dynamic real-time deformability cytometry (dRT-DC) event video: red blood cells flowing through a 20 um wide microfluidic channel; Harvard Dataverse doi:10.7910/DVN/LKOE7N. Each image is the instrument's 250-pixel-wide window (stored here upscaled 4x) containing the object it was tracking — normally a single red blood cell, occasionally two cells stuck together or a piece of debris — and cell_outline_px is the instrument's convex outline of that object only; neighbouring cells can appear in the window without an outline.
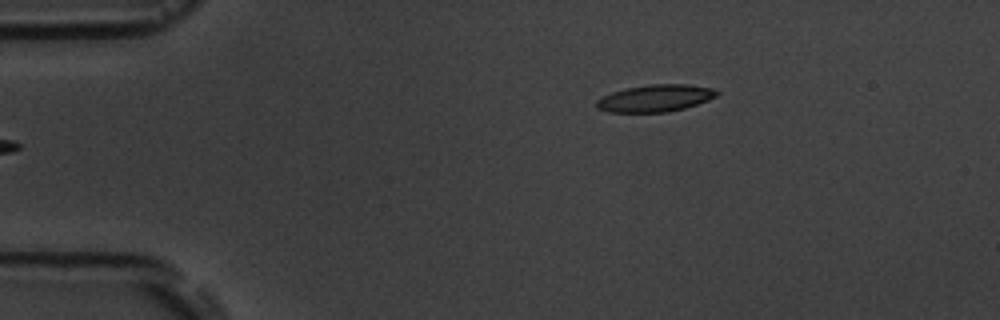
{"species": "common noctule bat (a hibernating species)", "species_latin": "Nyctalus noctula", "temperature_condition": "room temperature", "stored_images_in_passage": 6, "camera_frame_rate_fps": 3000, "um_per_image_px": 0.085, "animal": {"sex": "male", "body_mass_g": 19.5, "forearm_length_mm": 54.6}, "frame": {"image": 1, "passage_image": 6, "time_ms": 5.667, "image_size_px": [1000, 320], "cell_outline_px": [[720, 92], [716, 96], [708, 100], [684, 108], [668, 112], [608, 112], [596, 108], [596, 100], [612, 92], [624, 88], [648, 84], [688, 84], [712, 88]], "centroid_in_image_um": [55.68, 8.34], "position_along_channel_um": 29.3, "area_um2": 19.02}}